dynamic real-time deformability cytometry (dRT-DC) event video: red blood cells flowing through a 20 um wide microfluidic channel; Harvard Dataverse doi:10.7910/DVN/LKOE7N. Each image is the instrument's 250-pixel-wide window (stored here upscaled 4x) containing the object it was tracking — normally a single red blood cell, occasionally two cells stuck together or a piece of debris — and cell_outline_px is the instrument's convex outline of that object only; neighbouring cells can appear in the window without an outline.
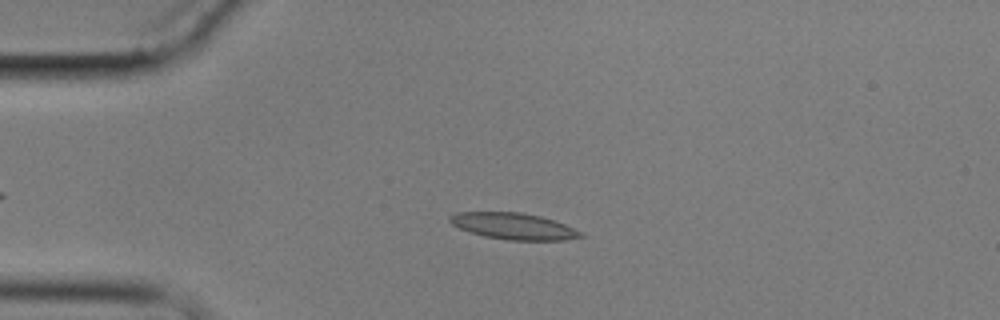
{"species": "common noctule bat (a hibernating species)", "species_latin": "Nyctalus noctula", "temperature_condition": "cold", "stored_images_in_passage": 9, "camera_frame_rate_fps": 3000, "um_per_image_px": 0.085, "animal": {"sex": "male", "body_mass_g": 17.9}, "frame": {"image": 1, "passage_image": 2, "time_ms": 1.0, "image_size_px": [1000, 320], "cell_outline_px": [[588, 236], [564, 240], [508, 240], [484, 236], [460, 228], [452, 224], [448, 220], [448, 216], [456, 212], [520, 212], [540, 216], [564, 224], [584, 232]], "centroid_in_image_um": [43.69, 19.22], "position_along_channel_um": 41.3, "area_um2": 20.17}}
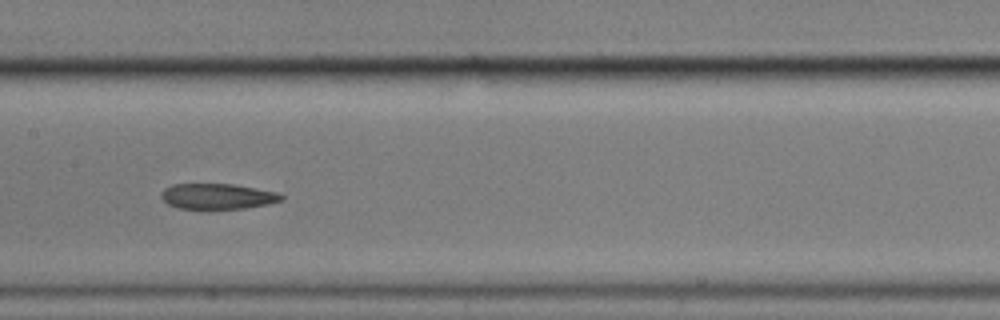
{"frame": {"image": 2, "passage_image": 6, "time_ms": 6.0, "image_size_px": [1000, 320], "cell_outline_px": [[284, 200], [268, 204], [244, 208], [176, 208], [168, 204], [160, 196], [160, 192], [164, 188], [172, 184], [232, 184], [276, 192], [284, 196]], "centroid_in_image_um": [18.46, 16.68], "position_along_channel_um": 188.9, "area_um2": 17.74}}
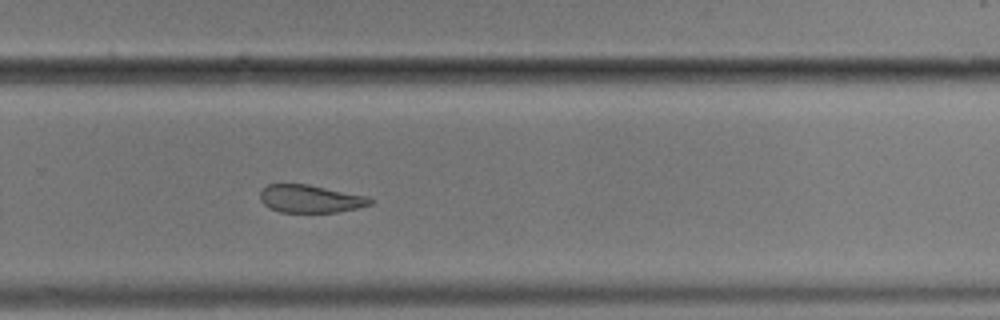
{"frame": {"image": 3, "passage_image": 9, "time_ms": 9.333, "image_size_px": [1000, 320], "cell_outline_px": [[372, 204], [356, 208], [336, 212], [280, 212], [268, 208], [260, 200], [260, 188], [268, 184], [308, 184], [368, 196], [372, 200]], "centroid_in_image_um": [26.34, 16.89], "position_along_channel_um": 303.5, "area_um2": 17.92}}